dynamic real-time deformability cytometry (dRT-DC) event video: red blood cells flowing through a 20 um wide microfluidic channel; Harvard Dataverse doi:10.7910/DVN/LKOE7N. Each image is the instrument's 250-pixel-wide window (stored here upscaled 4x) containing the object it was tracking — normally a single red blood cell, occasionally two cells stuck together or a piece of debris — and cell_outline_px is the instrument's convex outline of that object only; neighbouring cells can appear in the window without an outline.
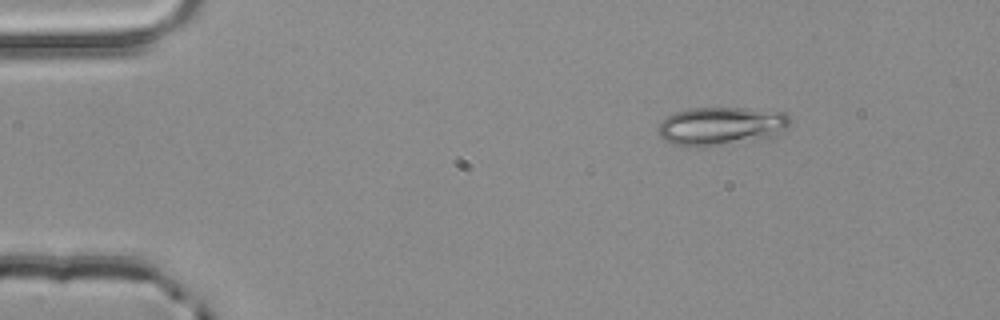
{"species": "common noctule bat (a hibernating species)", "species_latin": "Nyctalus noctula", "temperature_condition": "room temperature", "stored_images_in_passage": 3, "camera_frame_rate_fps": 3000, "um_per_image_px": 0.085, "animal": {"sex": "male", "body_mass_g": 20.4}, "frame": {"image": 1, "passage_image": 1, "time_ms": 0.0, "image_size_px": [1000, 320], "cell_outline_px": [[788, 128], [776, 136], [760, 140], [688, 148], [672, 144], [664, 140], [656, 132], [656, 128], [668, 116], [676, 112], [688, 108], [744, 108], [784, 112], [788, 116]], "centroid_in_image_um": [61.27, 10.73], "position_along_channel_um": 23.7, "area_um2": 29.77}}